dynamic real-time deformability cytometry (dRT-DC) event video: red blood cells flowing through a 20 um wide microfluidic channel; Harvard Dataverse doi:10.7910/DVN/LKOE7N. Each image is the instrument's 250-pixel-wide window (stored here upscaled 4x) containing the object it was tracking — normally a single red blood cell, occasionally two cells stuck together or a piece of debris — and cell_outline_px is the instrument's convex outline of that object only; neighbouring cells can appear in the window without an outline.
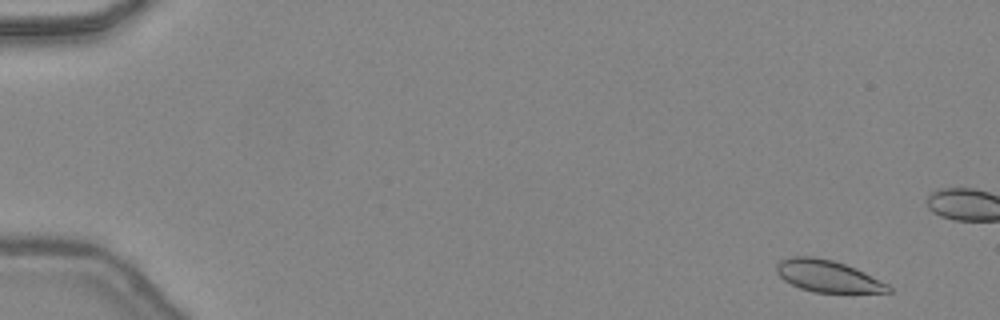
{"species": "common noctule bat (a hibernating species)", "species_latin": "Nyctalus noctula", "temperature_condition": "warm", "stored_images_in_passage": 16, "camera_frame_rate_fps": 3000, "um_per_image_px": 0.085, "animal": {"sex": "female", "body_mass_g": 24.6, "forearm_length_mm": 56.2}, "frame": {"image": 1, "passage_image": 3, "time_ms": 0.667, "image_size_px": [1000, 320], "cell_outline_px": [[892, 292], [812, 292], [800, 288], [784, 280], [776, 272], [776, 264], [780, 260], [792, 256], [812, 256], [832, 260], [844, 264], [888, 284], [892, 288]], "centroid_in_image_um": [70.3, 23.47], "position_along_channel_um": 14.7, "area_um2": 20.4}}